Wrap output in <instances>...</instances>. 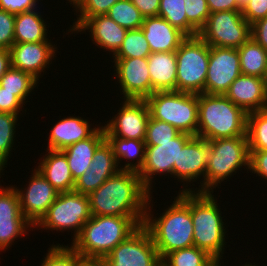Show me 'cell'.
Returning a JSON list of instances; mask_svg holds the SVG:
<instances>
[{
	"label": "cell",
	"mask_w": 267,
	"mask_h": 266,
	"mask_svg": "<svg viewBox=\"0 0 267 266\" xmlns=\"http://www.w3.org/2000/svg\"><path fill=\"white\" fill-rule=\"evenodd\" d=\"M150 195L138 172L120 170L88 195L91 215L138 217L144 223Z\"/></svg>",
	"instance_id": "1"
},
{
	"label": "cell",
	"mask_w": 267,
	"mask_h": 266,
	"mask_svg": "<svg viewBox=\"0 0 267 266\" xmlns=\"http://www.w3.org/2000/svg\"><path fill=\"white\" fill-rule=\"evenodd\" d=\"M149 197L143 226L150 233L162 260L168 253L194 246L191 218V191H180L174 201L154 218L153 200Z\"/></svg>",
	"instance_id": "2"
},
{
	"label": "cell",
	"mask_w": 267,
	"mask_h": 266,
	"mask_svg": "<svg viewBox=\"0 0 267 266\" xmlns=\"http://www.w3.org/2000/svg\"><path fill=\"white\" fill-rule=\"evenodd\" d=\"M141 225L138 217L92 216L70 245L84 259H104Z\"/></svg>",
	"instance_id": "3"
},
{
	"label": "cell",
	"mask_w": 267,
	"mask_h": 266,
	"mask_svg": "<svg viewBox=\"0 0 267 266\" xmlns=\"http://www.w3.org/2000/svg\"><path fill=\"white\" fill-rule=\"evenodd\" d=\"M247 116L223 94H198L197 136L207 141L247 136Z\"/></svg>",
	"instance_id": "4"
},
{
	"label": "cell",
	"mask_w": 267,
	"mask_h": 266,
	"mask_svg": "<svg viewBox=\"0 0 267 266\" xmlns=\"http://www.w3.org/2000/svg\"><path fill=\"white\" fill-rule=\"evenodd\" d=\"M214 196L213 192L191 191L193 241L194 246L207 251L212 257L223 258L227 231Z\"/></svg>",
	"instance_id": "5"
},
{
	"label": "cell",
	"mask_w": 267,
	"mask_h": 266,
	"mask_svg": "<svg viewBox=\"0 0 267 266\" xmlns=\"http://www.w3.org/2000/svg\"><path fill=\"white\" fill-rule=\"evenodd\" d=\"M210 154L206 165V192L220 186L243 167L249 171L250 151L247 136L208 141Z\"/></svg>",
	"instance_id": "6"
},
{
	"label": "cell",
	"mask_w": 267,
	"mask_h": 266,
	"mask_svg": "<svg viewBox=\"0 0 267 266\" xmlns=\"http://www.w3.org/2000/svg\"><path fill=\"white\" fill-rule=\"evenodd\" d=\"M146 102L153 119L169 123L181 133L197 136L198 94L157 91Z\"/></svg>",
	"instance_id": "7"
},
{
	"label": "cell",
	"mask_w": 267,
	"mask_h": 266,
	"mask_svg": "<svg viewBox=\"0 0 267 266\" xmlns=\"http://www.w3.org/2000/svg\"><path fill=\"white\" fill-rule=\"evenodd\" d=\"M210 46L198 35L187 37L176 50V91L205 93Z\"/></svg>",
	"instance_id": "8"
},
{
	"label": "cell",
	"mask_w": 267,
	"mask_h": 266,
	"mask_svg": "<svg viewBox=\"0 0 267 266\" xmlns=\"http://www.w3.org/2000/svg\"><path fill=\"white\" fill-rule=\"evenodd\" d=\"M91 217L88 195L75 191L64 192L58 194L35 228L59 232L71 230L74 240Z\"/></svg>",
	"instance_id": "9"
},
{
	"label": "cell",
	"mask_w": 267,
	"mask_h": 266,
	"mask_svg": "<svg viewBox=\"0 0 267 266\" xmlns=\"http://www.w3.org/2000/svg\"><path fill=\"white\" fill-rule=\"evenodd\" d=\"M198 36L211 47L238 49L251 38V25L241 11L210 13Z\"/></svg>",
	"instance_id": "10"
},
{
	"label": "cell",
	"mask_w": 267,
	"mask_h": 266,
	"mask_svg": "<svg viewBox=\"0 0 267 266\" xmlns=\"http://www.w3.org/2000/svg\"><path fill=\"white\" fill-rule=\"evenodd\" d=\"M107 266H161V259L147 229L141 225L104 259Z\"/></svg>",
	"instance_id": "11"
},
{
	"label": "cell",
	"mask_w": 267,
	"mask_h": 266,
	"mask_svg": "<svg viewBox=\"0 0 267 266\" xmlns=\"http://www.w3.org/2000/svg\"><path fill=\"white\" fill-rule=\"evenodd\" d=\"M209 154L210 148L208 141L198 136H193L183 146V149L179 150L178 165H174L173 169V177L175 179L177 178L179 182H182V185L185 187L179 191L206 192V165ZM197 179H202V181L200 180V185H198L199 188L196 187L195 190L189 188L188 184L197 182Z\"/></svg>",
	"instance_id": "12"
},
{
	"label": "cell",
	"mask_w": 267,
	"mask_h": 266,
	"mask_svg": "<svg viewBox=\"0 0 267 266\" xmlns=\"http://www.w3.org/2000/svg\"><path fill=\"white\" fill-rule=\"evenodd\" d=\"M120 105L118 113L104 125L106 137L144 140L150 118L146 100L124 99Z\"/></svg>",
	"instance_id": "13"
},
{
	"label": "cell",
	"mask_w": 267,
	"mask_h": 266,
	"mask_svg": "<svg viewBox=\"0 0 267 266\" xmlns=\"http://www.w3.org/2000/svg\"><path fill=\"white\" fill-rule=\"evenodd\" d=\"M192 137L189 134L180 133L169 142L160 143L158 146H146L145 162L138 175L151 193L154 192L152 187L154 176L170 174L173 178L174 165H178L179 150H182Z\"/></svg>",
	"instance_id": "14"
},
{
	"label": "cell",
	"mask_w": 267,
	"mask_h": 266,
	"mask_svg": "<svg viewBox=\"0 0 267 266\" xmlns=\"http://www.w3.org/2000/svg\"><path fill=\"white\" fill-rule=\"evenodd\" d=\"M113 74L119 83L121 99L146 100L152 95L147 58H112ZM116 72V73H115Z\"/></svg>",
	"instance_id": "15"
},
{
	"label": "cell",
	"mask_w": 267,
	"mask_h": 266,
	"mask_svg": "<svg viewBox=\"0 0 267 266\" xmlns=\"http://www.w3.org/2000/svg\"><path fill=\"white\" fill-rule=\"evenodd\" d=\"M205 80L206 94H225L232 82L242 74L237 48L211 47Z\"/></svg>",
	"instance_id": "16"
},
{
	"label": "cell",
	"mask_w": 267,
	"mask_h": 266,
	"mask_svg": "<svg viewBox=\"0 0 267 266\" xmlns=\"http://www.w3.org/2000/svg\"><path fill=\"white\" fill-rule=\"evenodd\" d=\"M29 178L27 187L21 190L16 186L15 189L22 214L35 227L45 216L59 193L36 168L32 170Z\"/></svg>",
	"instance_id": "17"
},
{
	"label": "cell",
	"mask_w": 267,
	"mask_h": 266,
	"mask_svg": "<svg viewBox=\"0 0 267 266\" xmlns=\"http://www.w3.org/2000/svg\"><path fill=\"white\" fill-rule=\"evenodd\" d=\"M28 228L33 231L34 226L21 212L15 185L0 184V252L10 248L18 237L28 234Z\"/></svg>",
	"instance_id": "18"
},
{
	"label": "cell",
	"mask_w": 267,
	"mask_h": 266,
	"mask_svg": "<svg viewBox=\"0 0 267 266\" xmlns=\"http://www.w3.org/2000/svg\"><path fill=\"white\" fill-rule=\"evenodd\" d=\"M56 45L51 41L14 43L10 47L11 66L31 74L39 80L56 58ZM51 62V63H50Z\"/></svg>",
	"instance_id": "19"
},
{
	"label": "cell",
	"mask_w": 267,
	"mask_h": 266,
	"mask_svg": "<svg viewBox=\"0 0 267 266\" xmlns=\"http://www.w3.org/2000/svg\"><path fill=\"white\" fill-rule=\"evenodd\" d=\"M247 114L267 109V79L240 74L224 94Z\"/></svg>",
	"instance_id": "20"
},
{
	"label": "cell",
	"mask_w": 267,
	"mask_h": 266,
	"mask_svg": "<svg viewBox=\"0 0 267 266\" xmlns=\"http://www.w3.org/2000/svg\"><path fill=\"white\" fill-rule=\"evenodd\" d=\"M90 32L92 43L99 49L107 50L112 57L118 52L127 34V29L118 25L107 14L87 19L76 31Z\"/></svg>",
	"instance_id": "21"
},
{
	"label": "cell",
	"mask_w": 267,
	"mask_h": 266,
	"mask_svg": "<svg viewBox=\"0 0 267 266\" xmlns=\"http://www.w3.org/2000/svg\"><path fill=\"white\" fill-rule=\"evenodd\" d=\"M88 119L79 116L63 117L51 128L46 149L62 151L78 141L91 137L100 125L92 128Z\"/></svg>",
	"instance_id": "22"
},
{
	"label": "cell",
	"mask_w": 267,
	"mask_h": 266,
	"mask_svg": "<svg viewBox=\"0 0 267 266\" xmlns=\"http://www.w3.org/2000/svg\"><path fill=\"white\" fill-rule=\"evenodd\" d=\"M151 53L176 51L187 36L159 16L145 17L141 27Z\"/></svg>",
	"instance_id": "23"
},
{
	"label": "cell",
	"mask_w": 267,
	"mask_h": 266,
	"mask_svg": "<svg viewBox=\"0 0 267 266\" xmlns=\"http://www.w3.org/2000/svg\"><path fill=\"white\" fill-rule=\"evenodd\" d=\"M47 154L41 157L36 166L39 173L58 191L71 192L75 181L72 177L65 154L62 151L46 149Z\"/></svg>",
	"instance_id": "24"
},
{
	"label": "cell",
	"mask_w": 267,
	"mask_h": 266,
	"mask_svg": "<svg viewBox=\"0 0 267 266\" xmlns=\"http://www.w3.org/2000/svg\"><path fill=\"white\" fill-rule=\"evenodd\" d=\"M147 61L152 94L157 91H176V51L151 53Z\"/></svg>",
	"instance_id": "25"
},
{
	"label": "cell",
	"mask_w": 267,
	"mask_h": 266,
	"mask_svg": "<svg viewBox=\"0 0 267 266\" xmlns=\"http://www.w3.org/2000/svg\"><path fill=\"white\" fill-rule=\"evenodd\" d=\"M105 139V128L102 125L91 137L78 141L62 150L74 181L79 179L87 169H90L94 152Z\"/></svg>",
	"instance_id": "26"
},
{
	"label": "cell",
	"mask_w": 267,
	"mask_h": 266,
	"mask_svg": "<svg viewBox=\"0 0 267 266\" xmlns=\"http://www.w3.org/2000/svg\"><path fill=\"white\" fill-rule=\"evenodd\" d=\"M34 9L15 15L14 37L15 43L51 41L48 36L47 23L43 15Z\"/></svg>",
	"instance_id": "27"
},
{
	"label": "cell",
	"mask_w": 267,
	"mask_h": 266,
	"mask_svg": "<svg viewBox=\"0 0 267 266\" xmlns=\"http://www.w3.org/2000/svg\"><path fill=\"white\" fill-rule=\"evenodd\" d=\"M106 139L113 148L120 170L134 172H139L141 170L145 162L146 153V144L144 140L124 139L120 137H106ZM123 159L128 161L121 166L120 161ZM131 160L133 161L132 163L130 162Z\"/></svg>",
	"instance_id": "28"
},
{
	"label": "cell",
	"mask_w": 267,
	"mask_h": 266,
	"mask_svg": "<svg viewBox=\"0 0 267 266\" xmlns=\"http://www.w3.org/2000/svg\"><path fill=\"white\" fill-rule=\"evenodd\" d=\"M237 50L242 74L267 79V50L252 38Z\"/></svg>",
	"instance_id": "29"
},
{
	"label": "cell",
	"mask_w": 267,
	"mask_h": 266,
	"mask_svg": "<svg viewBox=\"0 0 267 266\" xmlns=\"http://www.w3.org/2000/svg\"><path fill=\"white\" fill-rule=\"evenodd\" d=\"M39 81L31 74L20 69L10 67L0 79V86L5 90L12 92L25 106L34 88Z\"/></svg>",
	"instance_id": "30"
},
{
	"label": "cell",
	"mask_w": 267,
	"mask_h": 266,
	"mask_svg": "<svg viewBox=\"0 0 267 266\" xmlns=\"http://www.w3.org/2000/svg\"><path fill=\"white\" fill-rule=\"evenodd\" d=\"M247 138L249 151H267V109L248 113Z\"/></svg>",
	"instance_id": "31"
},
{
	"label": "cell",
	"mask_w": 267,
	"mask_h": 266,
	"mask_svg": "<svg viewBox=\"0 0 267 266\" xmlns=\"http://www.w3.org/2000/svg\"><path fill=\"white\" fill-rule=\"evenodd\" d=\"M212 258L207 251L191 246L168 253L161 266H206Z\"/></svg>",
	"instance_id": "32"
},
{
	"label": "cell",
	"mask_w": 267,
	"mask_h": 266,
	"mask_svg": "<svg viewBox=\"0 0 267 266\" xmlns=\"http://www.w3.org/2000/svg\"><path fill=\"white\" fill-rule=\"evenodd\" d=\"M19 116L16 114L0 112V175L7 165L9 157L11 158V151L14 145V138H16V125Z\"/></svg>",
	"instance_id": "33"
},
{
	"label": "cell",
	"mask_w": 267,
	"mask_h": 266,
	"mask_svg": "<svg viewBox=\"0 0 267 266\" xmlns=\"http://www.w3.org/2000/svg\"><path fill=\"white\" fill-rule=\"evenodd\" d=\"M107 15L127 30L141 28L145 18L131 0L117 1Z\"/></svg>",
	"instance_id": "34"
},
{
	"label": "cell",
	"mask_w": 267,
	"mask_h": 266,
	"mask_svg": "<svg viewBox=\"0 0 267 266\" xmlns=\"http://www.w3.org/2000/svg\"><path fill=\"white\" fill-rule=\"evenodd\" d=\"M151 50L141 28L131 29L123 40L118 52L111 58H147Z\"/></svg>",
	"instance_id": "35"
},
{
	"label": "cell",
	"mask_w": 267,
	"mask_h": 266,
	"mask_svg": "<svg viewBox=\"0 0 267 266\" xmlns=\"http://www.w3.org/2000/svg\"><path fill=\"white\" fill-rule=\"evenodd\" d=\"M117 1L119 0H81V2L73 8L79 15L76 17L77 19L73 22V25H70L66 34L70 32V34H73L90 17L107 14Z\"/></svg>",
	"instance_id": "36"
},
{
	"label": "cell",
	"mask_w": 267,
	"mask_h": 266,
	"mask_svg": "<svg viewBox=\"0 0 267 266\" xmlns=\"http://www.w3.org/2000/svg\"><path fill=\"white\" fill-rule=\"evenodd\" d=\"M184 0H160L158 16L188 37V20Z\"/></svg>",
	"instance_id": "37"
},
{
	"label": "cell",
	"mask_w": 267,
	"mask_h": 266,
	"mask_svg": "<svg viewBox=\"0 0 267 266\" xmlns=\"http://www.w3.org/2000/svg\"><path fill=\"white\" fill-rule=\"evenodd\" d=\"M48 253L41 262V266H79L83 257L71 246L67 244L51 245Z\"/></svg>",
	"instance_id": "38"
},
{
	"label": "cell",
	"mask_w": 267,
	"mask_h": 266,
	"mask_svg": "<svg viewBox=\"0 0 267 266\" xmlns=\"http://www.w3.org/2000/svg\"><path fill=\"white\" fill-rule=\"evenodd\" d=\"M188 20V37L197 36L210 15L207 0H184Z\"/></svg>",
	"instance_id": "39"
},
{
	"label": "cell",
	"mask_w": 267,
	"mask_h": 266,
	"mask_svg": "<svg viewBox=\"0 0 267 266\" xmlns=\"http://www.w3.org/2000/svg\"><path fill=\"white\" fill-rule=\"evenodd\" d=\"M180 133V131L169 123L153 119L150 116L144 141L146 146H158L160 143L171 141V139L176 138Z\"/></svg>",
	"instance_id": "40"
},
{
	"label": "cell",
	"mask_w": 267,
	"mask_h": 266,
	"mask_svg": "<svg viewBox=\"0 0 267 266\" xmlns=\"http://www.w3.org/2000/svg\"><path fill=\"white\" fill-rule=\"evenodd\" d=\"M120 171L111 144L105 139L96 149L90 172L118 173Z\"/></svg>",
	"instance_id": "41"
},
{
	"label": "cell",
	"mask_w": 267,
	"mask_h": 266,
	"mask_svg": "<svg viewBox=\"0 0 267 266\" xmlns=\"http://www.w3.org/2000/svg\"><path fill=\"white\" fill-rule=\"evenodd\" d=\"M117 173H96L90 172L87 169L79 179L75 181L73 191L89 195L99 188L108 178L114 176Z\"/></svg>",
	"instance_id": "42"
},
{
	"label": "cell",
	"mask_w": 267,
	"mask_h": 266,
	"mask_svg": "<svg viewBox=\"0 0 267 266\" xmlns=\"http://www.w3.org/2000/svg\"><path fill=\"white\" fill-rule=\"evenodd\" d=\"M14 24L15 15L0 10V48L10 49L15 43Z\"/></svg>",
	"instance_id": "43"
},
{
	"label": "cell",
	"mask_w": 267,
	"mask_h": 266,
	"mask_svg": "<svg viewBox=\"0 0 267 266\" xmlns=\"http://www.w3.org/2000/svg\"><path fill=\"white\" fill-rule=\"evenodd\" d=\"M241 12L246 21L251 25L267 17V0H250Z\"/></svg>",
	"instance_id": "44"
},
{
	"label": "cell",
	"mask_w": 267,
	"mask_h": 266,
	"mask_svg": "<svg viewBox=\"0 0 267 266\" xmlns=\"http://www.w3.org/2000/svg\"><path fill=\"white\" fill-rule=\"evenodd\" d=\"M24 104L12 93L0 86V112L19 115ZM23 107V108H22Z\"/></svg>",
	"instance_id": "45"
},
{
	"label": "cell",
	"mask_w": 267,
	"mask_h": 266,
	"mask_svg": "<svg viewBox=\"0 0 267 266\" xmlns=\"http://www.w3.org/2000/svg\"><path fill=\"white\" fill-rule=\"evenodd\" d=\"M40 0H0V10L14 15L36 9Z\"/></svg>",
	"instance_id": "46"
},
{
	"label": "cell",
	"mask_w": 267,
	"mask_h": 266,
	"mask_svg": "<svg viewBox=\"0 0 267 266\" xmlns=\"http://www.w3.org/2000/svg\"><path fill=\"white\" fill-rule=\"evenodd\" d=\"M249 171L267 180V151H250Z\"/></svg>",
	"instance_id": "47"
},
{
	"label": "cell",
	"mask_w": 267,
	"mask_h": 266,
	"mask_svg": "<svg viewBox=\"0 0 267 266\" xmlns=\"http://www.w3.org/2000/svg\"><path fill=\"white\" fill-rule=\"evenodd\" d=\"M251 38L267 50V17L251 24Z\"/></svg>",
	"instance_id": "48"
},
{
	"label": "cell",
	"mask_w": 267,
	"mask_h": 266,
	"mask_svg": "<svg viewBox=\"0 0 267 266\" xmlns=\"http://www.w3.org/2000/svg\"><path fill=\"white\" fill-rule=\"evenodd\" d=\"M144 17L158 16L160 0H131Z\"/></svg>",
	"instance_id": "49"
},
{
	"label": "cell",
	"mask_w": 267,
	"mask_h": 266,
	"mask_svg": "<svg viewBox=\"0 0 267 266\" xmlns=\"http://www.w3.org/2000/svg\"><path fill=\"white\" fill-rule=\"evenodd\" d=\"M210 13L220 11H241L237 0H207Z\"/></svg>",
	"instance_id": "50"
},
{
	"label": "cell",
	"mask_w": 267,
	"mask_h": 266,
	"mask_svg": "<svg viewBox=\"0 0 267 266\" xmlns=\"http://www.w3.org/2000/svg\"><path fill=\"white\" fill-rule=\"evenodd\" d=\"M10 67H11L10 50L5 48H0V79Z\"/></svg>",
	"instance_id": "51"
},
{
	"label": "cell",
	"mask_w": 267,
	"mask_h": 266,
	"mask_svg": "<svg viewBox=\"0 0 267 266\" xmlns=\"http://www.w3.org/2000/svg\"><path fill=\"white\" fill-rule=\"evenodd\" d=\"M79 266H107L103 259H82Z\"/></svg>",
	"instance_id": "52"
},
{
	"label": "cell",
	"mask_w": 267,
	"mask_h": 266,
	"mask_svg": "<svg viewBox=\"0 0 267 266\" xmlns=\"http://www.w3.org/2000/svg\"><path fill=\"white\" fill-rule=\"evenodd\" d=\"M221 259L220 257H213L206 266H221Z\"/></svg>",
	"instance_id": "53"
},
{
	"label": "cell",
	"mask_w": 267,
	"mask_h": 266,
	"mask_svg": "<svg viewBox=\"0 0 267 266\" xmlns=\"http://www.w3.org/2000/svg\"><path fill=\"white\" fill-rule=\"evenodd\" d=\"M250 0H237V4L239 9L242 11L246 5L249 3Z\"/></svg>",
	"instance_id": "54"
},
{
	"label": "cell",
	"mask_w": 267,
	"mask_h": 266,
	"mask_svg": "<svg viewBox=\"0 0 267 266\" xmlns=\"http://www.w3.org/2000/svg\"><path fill=\"white\" fill-rule=\"evenodd\" d=\"M70 3V6H73L74 8L81 2V0H67Z\"/></svg>",
	"instance_id": "55"
},
{
	"label": "cell",
	"mask_w": 267,
	"mask_h": 266,
	"mask_svg": "<svg viewBox=\"0 0 267 266\" xmlns=\"http://www.w3.org/2000/svg\"><path fill=\"white\" fill-rule=\"evenodd\" d=\"M241 266H243V265H241ZM244 266H258V265H256V264L255 265L254 264L252 265V263L251 264L247 263V264H244Z\"/></svg>",
	"instance_id": "56"
}]
</instances>
